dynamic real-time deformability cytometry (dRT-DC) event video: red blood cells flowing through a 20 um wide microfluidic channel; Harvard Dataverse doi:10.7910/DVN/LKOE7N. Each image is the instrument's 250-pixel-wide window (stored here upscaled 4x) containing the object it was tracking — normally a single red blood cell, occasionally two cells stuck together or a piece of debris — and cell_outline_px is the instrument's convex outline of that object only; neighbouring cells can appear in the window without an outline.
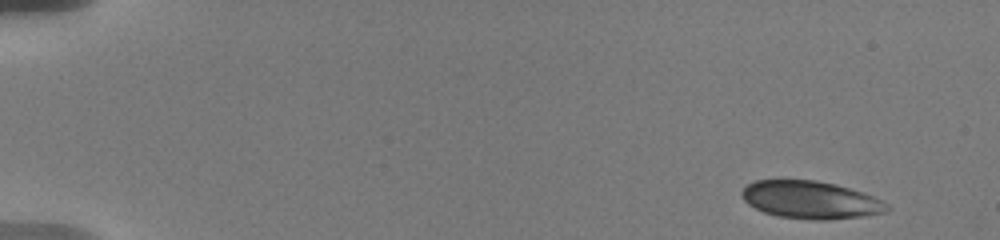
{"species": "human", "species_latin": "Homo sapiens", "temperature_condition": "warm", "stored_images_in_passage": 19, "camera_frame_rate_fps": 3000, "um_per_image_px": 0.085, "donor": {"sex": "male"}, "frame": {"image": 1, "passage_image": 1, "time_ms": 0.0, "image_size_px": [1000, 240], "cell_outline_px": [[892, 208], [888, 212], [864, 216], [828, 220], [808, 220], [776, 216], [764, 212], [748, 204], [744, 200], [740, 192], [748, 184], [756, 180], [816, 180], [836, 184], [864, 192], [888, 204]], "centroid_in_image_um": [68.93, 17.0], "position_along_channel_um": 16.1, "area_um2": 32.14}}
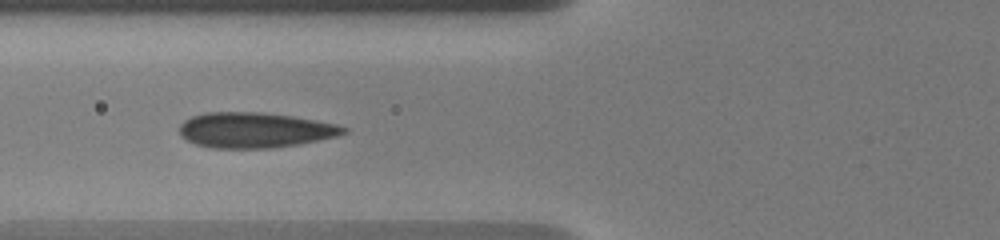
{"frame": {"image": 2, "passage_image": 14, "time_ms": 6.333, "image_size_px": [1000, 240], "cell_outline_px": [[348, 132], [336, 136], [300, 144], [272, 148], [212, 148], [196, 144], [180, 136], [180, 124], [184, 120], [192, 116], [204, 112], [260, 112], [292, 116], [316, 120], [336, 124], [348, 128]], "centroid_in_image_um": [21.65, 11.06], "position_along_channel_um": 104.1, "area_um2": 33.87}}
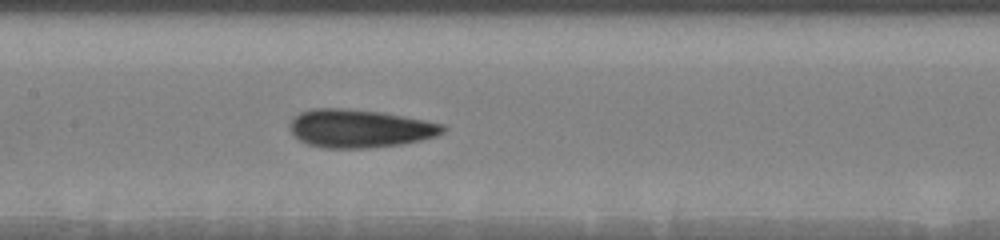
{"frame": {"image": 3, "passage_image": 19, "time_ms": 8.333, "image_size_px": [1000, 240], "cell_outline_px": [[448, 128], [444, 132], [436, 136], [420, 140], [400, 144], [368, 148], [324, 148], [308, 144], [300, 140], [288, 128], [288, 124], [292, 116], [300, 112], [312, 108], [344, 108], [380, 112], [404, 116], [444, 124]], "centroid_in_image_um": [30.54, 10.91], "position_along_channel_um": 176.9, "area_um2": 34.22}}